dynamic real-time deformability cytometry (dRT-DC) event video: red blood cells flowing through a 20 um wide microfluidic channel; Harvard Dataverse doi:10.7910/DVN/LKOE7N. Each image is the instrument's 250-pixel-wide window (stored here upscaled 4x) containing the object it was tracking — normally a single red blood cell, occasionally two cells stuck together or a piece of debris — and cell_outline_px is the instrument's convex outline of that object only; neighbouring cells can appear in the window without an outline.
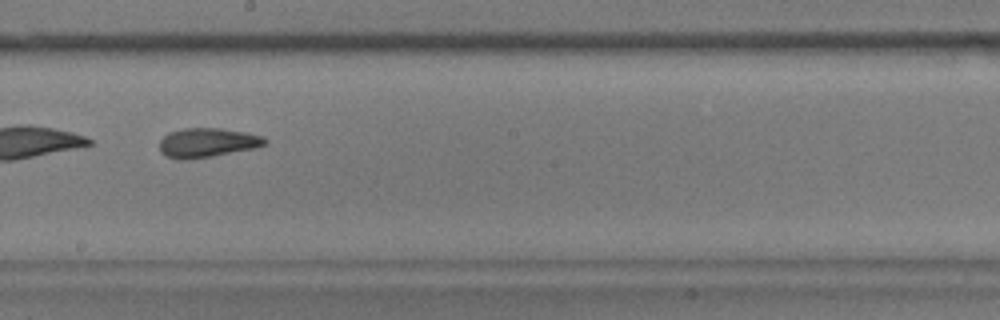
{"species": "common noctule bat (a hibernating species)", "species_latin": "Nyctalus noctula", "temperature_condition": "warm", "stored_images_in_passage": 40, "camera_frame_rate_fps": 3000, "um_per_image_px": 0.085, "animal": {"sex": "male", "body_mass_g": 17.9}, "frame": {"image": 1, "passage_image": 22, "time_ms": 7.0, "image_size_px": [1000, 320], "cell_outline_px": [[268, 144], [256, 148], [212, 156], [184, 160], [176, 160], [164, 156], [160, 152], [160, 140], [168, 132], [184, 128], [220, 128], [244, 132], [264, 136], [268, 140]], "centroid_in_image_um": [17.62, 12.13], "position_along_channel_um": 230.6, "area_um2": 18.26}, "authors_computed_cell_mechanics": {"area_um2": 17.8602, "velocity_mm_per_s": 3.7044, "shape_relaxation_time_tau1_ms": 4.5933, "shape_relaxation_time_tau2_ms": 1.7837, "deformation_change_tau1": 0.1408, "deformation_change_tau2": 0.0871}}